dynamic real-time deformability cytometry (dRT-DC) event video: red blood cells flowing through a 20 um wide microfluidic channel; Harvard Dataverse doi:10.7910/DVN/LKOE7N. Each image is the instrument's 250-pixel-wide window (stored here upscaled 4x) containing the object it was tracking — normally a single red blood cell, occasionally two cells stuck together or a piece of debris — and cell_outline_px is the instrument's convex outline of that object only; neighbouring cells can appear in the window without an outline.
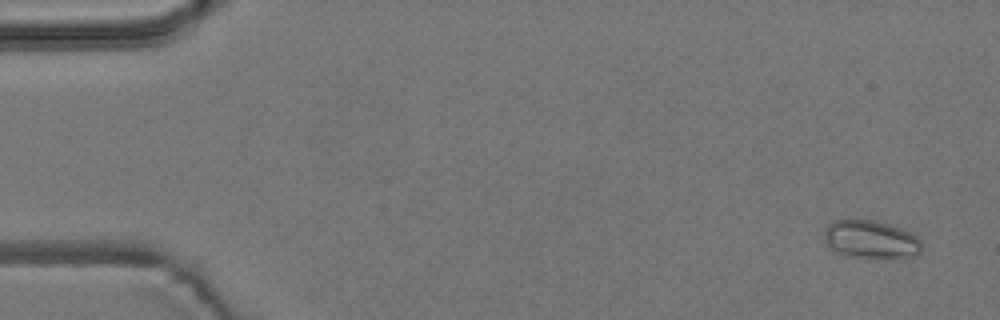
{"species": "common noctule bat (a hibernating species)", "species_latin": "Nyctalus noctula", "temperature_condition": "room temperature", "stored_images_in_passage": 6, "camera_frame_rate_fps": 3000, "um_per_image_px": 0.085, "animal": {"sex": "male", "body_mass_g": 19.2, "forearm_length_mm": 51.8}, "frame": {"image": 1, "passage_image": 1, "time_ms": 0.0, "image_size_px": [1000, 320], "cell_outline_px": [[920, 252], [916, 256], [844, 256], [828, 248], [824, 236], [824, 228], [832, 220], [876, 220], [912, 232], [920, 240]], "centroid_in_image_um": [73.96, 20.32], "position_along_channel_um": 11.0, "area_um2": 21.33}}